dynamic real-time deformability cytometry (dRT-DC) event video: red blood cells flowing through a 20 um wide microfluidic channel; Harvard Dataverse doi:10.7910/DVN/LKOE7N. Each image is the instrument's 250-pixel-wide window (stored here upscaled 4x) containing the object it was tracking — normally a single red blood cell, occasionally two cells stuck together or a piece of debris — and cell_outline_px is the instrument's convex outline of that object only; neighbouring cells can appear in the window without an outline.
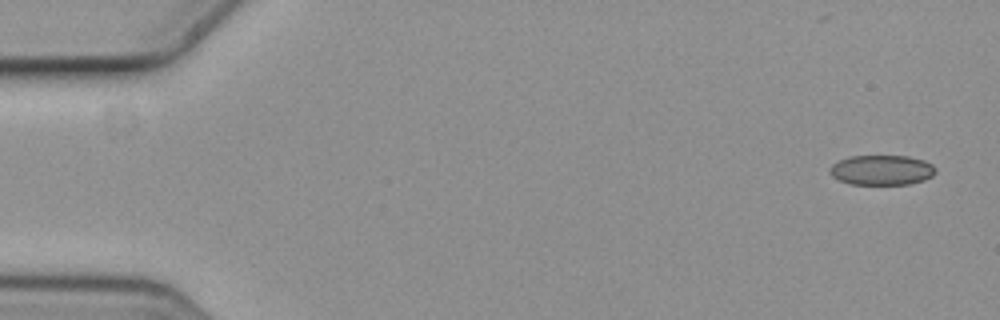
{"species": "common noctule bat (a hibernating species)", "species_latin": "Nyctalus noctula", "temperature_condition": "cold", "stored_images_in_passage": 5, "camera_frame_rate_fps": 3000, "um_per_image_px": 0.085, "animal": {"sex": "female", "body_mass_g": 19.3, "forearm_length_mm": 54.1}, "frame": {"image": 1, "passage_image": 1, "time_ms": 0.0, "image_size_px": [1000, 320], "cell_outline_px": [[936, 172], [932, 176], [924, 180], [908, 184], [852, 184], [840, 180], [832, 176], [828, 172], [828, 168], [832, 164], [848, 156], [908, 156], [924, 160], [932, 164], [936, 168]], "centroid_in_image_um": [74.94, 14.45], "position_along_channel_um": 10.1, "area_um2": 18.55}}